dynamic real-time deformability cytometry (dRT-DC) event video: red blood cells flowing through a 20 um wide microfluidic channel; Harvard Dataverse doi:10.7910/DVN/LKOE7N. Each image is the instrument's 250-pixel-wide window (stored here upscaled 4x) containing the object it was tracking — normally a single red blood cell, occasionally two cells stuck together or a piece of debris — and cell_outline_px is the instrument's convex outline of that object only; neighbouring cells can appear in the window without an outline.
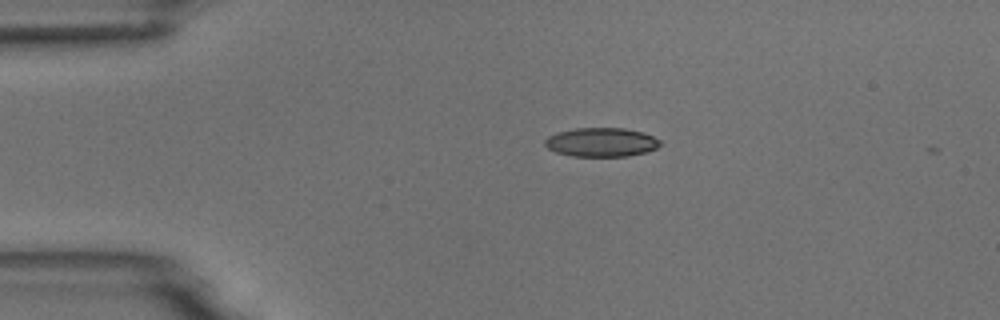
{"species": "common noctule bat (a hibernating species)", "species_latin": "Nyctalus noctula", "temperature_condition": "room temperature", "stored_images_in_passage": 2, "camera_frame_rate_fps": 3000, "um_per_image_px": 0.085, "animal": {"sex": "male", "body_mass_g": 18.8}, "frame": {"image": 1, "passage_image": 1, "time_ms": 0.0, "image_size_px": [1000, 320], "cell_outline_px": [[660, 144], [656, 148], [648, 152], [628, 156], [572, 156], [556, 152], [548, 148], [544, 144], [544, 140], [548, 136], [556, 132], [576, 128], [624, 128], [644, 132], [660, 140]], "centroid_in_image_um": [51.11, 12.08], "position_along_channel_um": 33.9, "area_um2": 19.54}}